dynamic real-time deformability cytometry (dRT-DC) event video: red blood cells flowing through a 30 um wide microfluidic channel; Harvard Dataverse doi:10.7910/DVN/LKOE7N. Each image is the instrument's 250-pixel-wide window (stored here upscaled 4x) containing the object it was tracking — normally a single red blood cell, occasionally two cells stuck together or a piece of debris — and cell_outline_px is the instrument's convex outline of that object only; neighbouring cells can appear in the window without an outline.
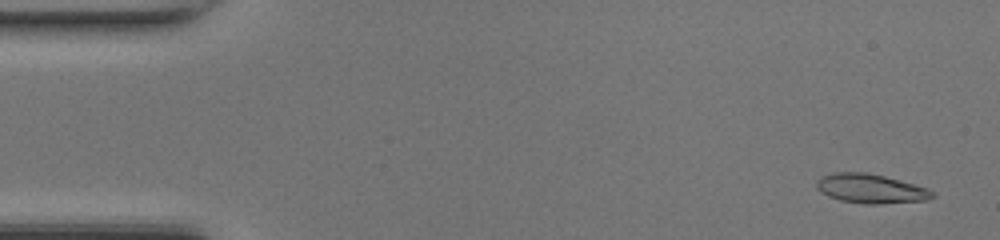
{"species": "common noctule bat (a hibernating species)", "species_latin": "Nyctalus noctula", "temperature_condition": "room temperature", "stored_images_in_passage": 49, "camera_frame_rate_fps": 3000, "um_per_image_px": 0.085, "animal": {"sex": "female", "body_mass_g": 17.0, "forearm_length_mm": 48.0}, "frame": {"image": 1, "passage_image": 2, "time_ms": 0.333, "image_size_px": [1000, 240], "cell_outline_px": [[936, 196], [928, 200], [880, 204], [864, 204], [840, 200], [828, 196], [820, 192], [816, 188], [816, 180], [820, 176], [832, 172], [864, 172], [884, 176], [928, 188]], "centroid_in_image_um": [73.97, 16.03], "position_along_channel_um": 11.0, "area_um2": 19.88}}
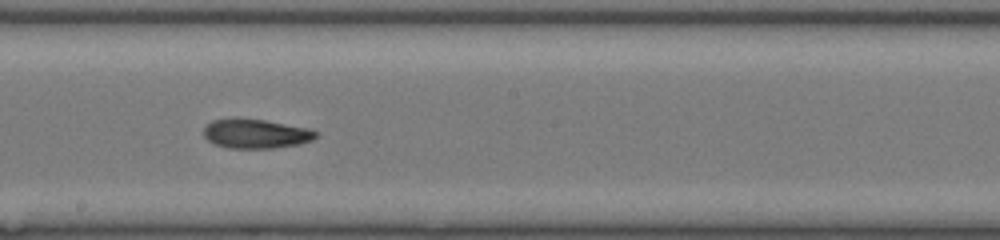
{"frame": {"image": 2, "passage_image": 26, "time_ms": 8.333, "image_size_px": [1000, 240], "cell_outline_px": [[320, 136], [312, 140], [300, 144], [272, 148], [228, 148], [212, 144], [204, 136], [204, 128], [212, 120], [264, 120], [308, 128], [320, 132]], "centroid_in_image_um": [21.81, 11.4], "position_along_channel_um": 226.4, "area_um2": 18.9}}
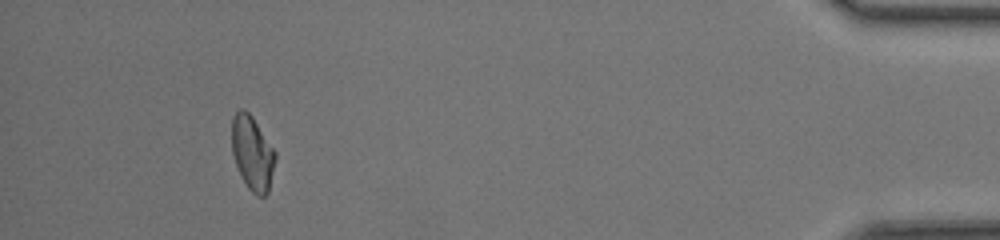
{"frame": {"image": 3, "passage_image": 44, "time_ms": 14.333, "image_size_px": [1000, 240], "cell_outline_px": [[276, 160], [268, 192], [264, 196], [256, 196], [248, 188], [240, 176], [232, 152], [232, 116], [240, 108], [244, 108], [252, 116], [276, 152]], "centroid_in_image_um": [21.45, 13.01], "position_along_channel_um": 413.8, "area_um2": 18.9}, "authors_computed_cell_mechanics": {"area_um2": 19.074, "velocity_mm_per_s": 4.3081, "shape_relaxation_time_tau1_ms": 4.8848, "shape_relaxation_time_tau2_ms": 2.7483, "deformation_change_tau1": 0.1766, "deformation_change_tau2": 0.1011}}